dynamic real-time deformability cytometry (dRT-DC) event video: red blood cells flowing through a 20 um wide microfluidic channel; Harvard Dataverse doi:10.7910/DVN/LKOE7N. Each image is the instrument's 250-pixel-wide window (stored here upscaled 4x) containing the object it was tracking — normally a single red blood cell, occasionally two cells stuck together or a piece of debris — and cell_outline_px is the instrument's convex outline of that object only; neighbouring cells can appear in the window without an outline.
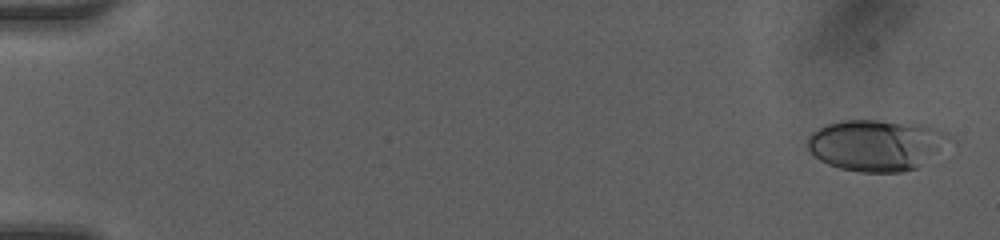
{"species": "human", "species_latin": "Homo sapiens", "temperature_condition": "room temperature", "stored_images_in_passage": 49, "camera_frame_rate_fps": 3000, "um_per_image_px": 0.085, "donor": {"sex": "female"}, "frame": {"image": 1, "passage_image": 2, "time_ms": 0.333, "image_size_px": [1000, 240], "cell_outline_px": [[948, 136], [916, 168], [900, 172], [860, 172], [840, 168], [828, 164], [820, 160], [808, 148], [808, 136], [812, 132], [828, 124], [844, 120], [880, 120], [924, 124], [944, 132]], "centroid_in_image_um": [74.35, 12.32], "position_along_channel_um": 10.6, "area_um2": 41.04}}
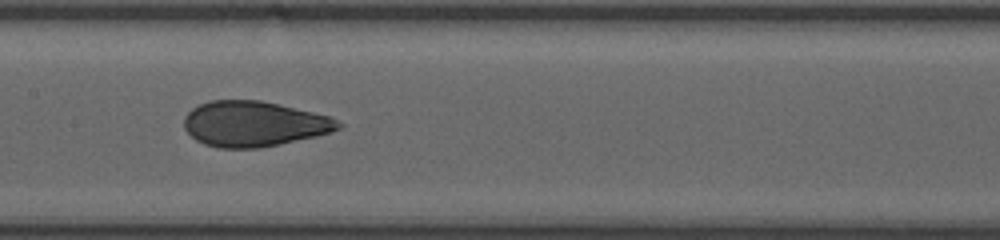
{"frame": {"image": 2, "passage_image": 26, "time_ms": 8.333, "image_size_px": [1000, 240], "cell_outline_px": [[344, 124], [340, 128], [332, 132], [316, 136], [280, 144], [260, 148], [220, 148], [204, 144], [196, 140], [184, 128], [184, 116], [192, 108], [208, 100], [260, 100], [312, 112], [328, 116]], "centroid_in_image_um": [21.56, 10.53], "position_along_channel_um": 185.8, "area_um2": 40.69}}
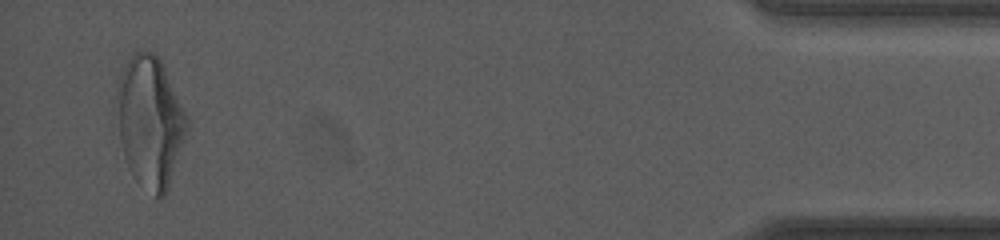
{"frame": {"image": 3, "passage_image": 48, "time_ms": 15.667, "image_size_px": [1000, 240], "cell_outline_px": [[188, 132], [168, 188], [164, 196], [156, 200], [128, 168], [124, 156], [112, 112], [116, 88], [120, 76], [128, 60], [136, 52], [156, 52], [188, 116]], "centroid_in_image_um": [12.72, 10.36], "position_along_channel_um": 422.5, "area_um2": 54.27}, "authors_computed_cell_mechanics": {"area_um2": 41.2114, "velocity_mm_per_s": 4.2148, "shape_relaxation_time_tau1_ms": 3.9164, "shape_relaxation_time_tau2_ms": 0.9931, "deformation_change_tau1": 0.161, "deformation_change_tau2": 0.0707}}